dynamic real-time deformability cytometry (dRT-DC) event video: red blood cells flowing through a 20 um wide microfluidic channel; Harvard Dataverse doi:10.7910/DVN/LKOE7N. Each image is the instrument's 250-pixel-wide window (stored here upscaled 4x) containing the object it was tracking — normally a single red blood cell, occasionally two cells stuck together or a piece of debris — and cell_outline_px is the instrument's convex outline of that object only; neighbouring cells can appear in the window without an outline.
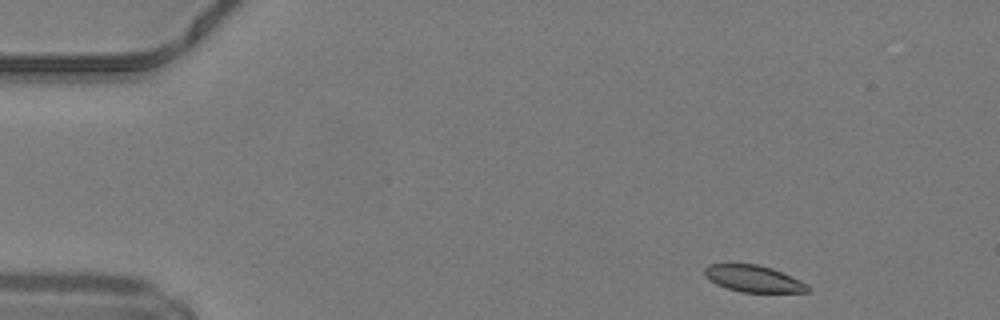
{"species": "common noctule bat (a hibernating species)", "species_latin": "Nyctalus noctula", "temperature_condition": "warm", "stored_images_in_passage": 19, "camera_frame_rate_fps": 3000, "um_per_image_px": 0.085, "animal": {"sex": "male", "body_mass_g": 19.2, "forearm_length_mm": 51.8}, "frame": {"image": 1, "passage_image": 1, "time_ms": 0.0, "image_size_px": [1000, 320], "cell_outline_px": [[808, 292], [744, 292], [728, 288], [716, 284], [704, 272], [704, 268], [708, 264], [756, 264], [772, 268], [808, 284]], "centroid_in_image_um": [64.05, 23.68], "position_along_channel_um": 20.9, "area_um2": 15.66}}
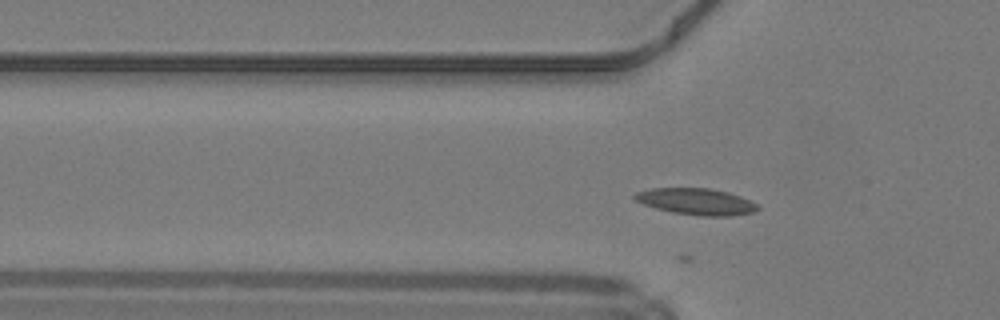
{"frame": {"image": 2, "passage_image": 11, "time_ms": 3.333, "image_size_px": [1000, 320], "cell_outline_px": [[760, 208], [752, 212], [732, 216], [700, 216], [672, 212], [656, 208], [644, 204], [636, 200], [632, 196], [636, 192], [652, 188], [708, 188], [728, 192], [740, 196], [756, 204]], "centroid_in_image_um": [59.17, 17.13], "position_along_channel_um": 66.6, "area_um2": 18.84}}
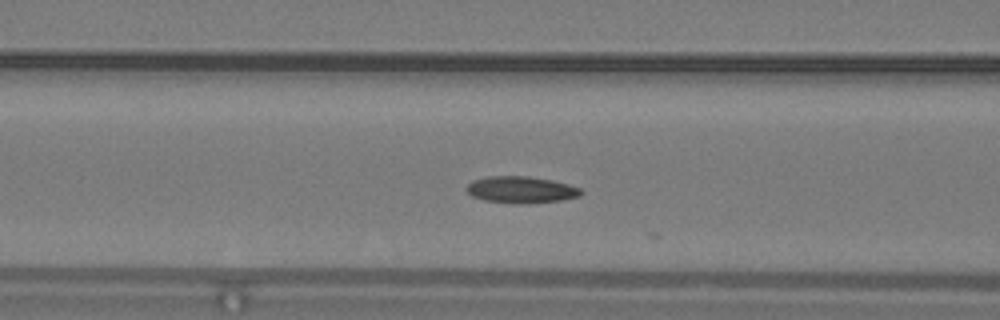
{"frame": {"image": 3, "passage_image": 15, "time_ms": 4.667, "image_size_px": [1000, 320], "cell_outline_px": [[584, 192], [580, 196], [560, 200], [528, 204], [524, 204], [484, 200], [472, 196], [464, 188], [472, 180], [488, 176], [528, 176], [552, 180], [568, 184], [580, 188]], "centroid_in_image_um": [44.29, 16.12], "position_along_channel_um": 122.3, "area_um2": 17.86}}